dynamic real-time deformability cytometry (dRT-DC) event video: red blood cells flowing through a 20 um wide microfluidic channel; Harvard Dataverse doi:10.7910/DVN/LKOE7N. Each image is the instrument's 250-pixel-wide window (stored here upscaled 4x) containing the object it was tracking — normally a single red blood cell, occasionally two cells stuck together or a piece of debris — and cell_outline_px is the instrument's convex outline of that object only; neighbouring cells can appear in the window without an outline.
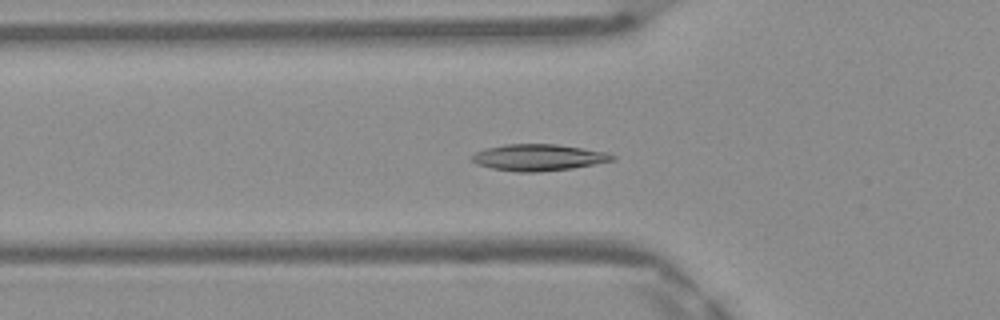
{"species": "Egyptian fruit bat (a non-hibernating species)", "species_latin": "Rousettus aegyptiacus", "temperature_condition": "warm", "stored_images_in_passage": 50, "camera_frame_rate_fps": 3000, "um_per_image_px": 0.085, "frame": {"image": 1, "passage_image": 17, "time_ms": 5.333, "image_size_px": [1000, 320], "cell_outline_px": [[616, 160], [572, 168], [536, 172], [516, 172], [492, 168], [476, 164], [472, 160], [472, 156], [476, 152], [488, 148], [504, 144], [556, 144], [608, 152], [616, 156]], "centroid_in_image_um": [45.8, 13.38], "position_along_channel_um": 80.0, "area_um2": 21.62}}
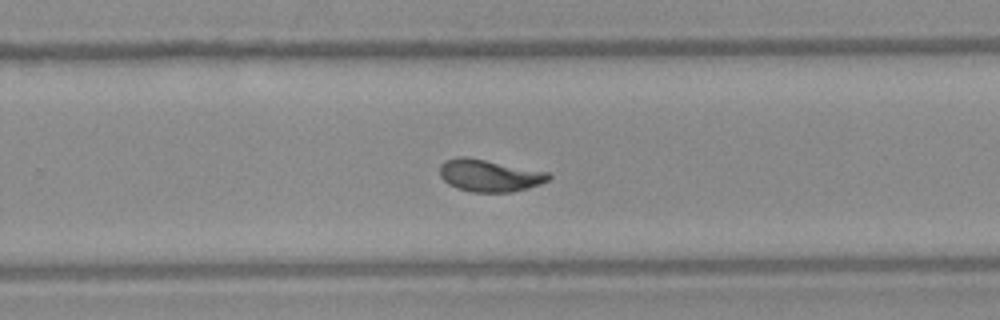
{"frame": {"image": 2, "passage_image": 32, "time_ms": 10.333, "image_size_px": [1000, 320], "cell_outline_px": [[552, 176], [548, 180], [540, 184], [528, 188], [512, 192], [472, 192], [456, 188], [448, 184], [440, 176], [440, 164], [444, 160], [456, 156], [464, 156], [548, 172]], "centroid_in_image_um": [41.56, 14.92], "position_along_channel_um": 288.2, "area_um2": 20.4}}
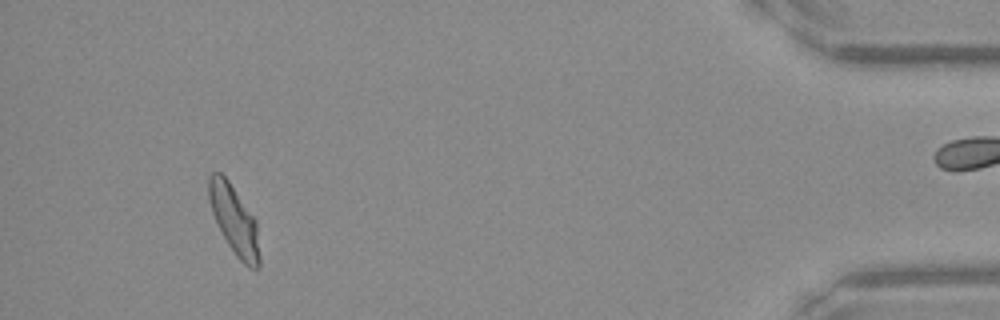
{"frame": {"image": 3, "passage_image": 46, "time_ms": 15.0, "image_size_px": [1000, 320], "cell_outline_px": [[260, 268], [248, 268], [236, 256], [228, 244], [212, 212], [208, 196], [208, 176], [212, 172], [220, 172], [228, 180], [256, 220], [260, 256]], "centroid_in_image_um": [19.92, 18.71], "position_along_channel_um": 415.3, "area_um2": 20.17}}